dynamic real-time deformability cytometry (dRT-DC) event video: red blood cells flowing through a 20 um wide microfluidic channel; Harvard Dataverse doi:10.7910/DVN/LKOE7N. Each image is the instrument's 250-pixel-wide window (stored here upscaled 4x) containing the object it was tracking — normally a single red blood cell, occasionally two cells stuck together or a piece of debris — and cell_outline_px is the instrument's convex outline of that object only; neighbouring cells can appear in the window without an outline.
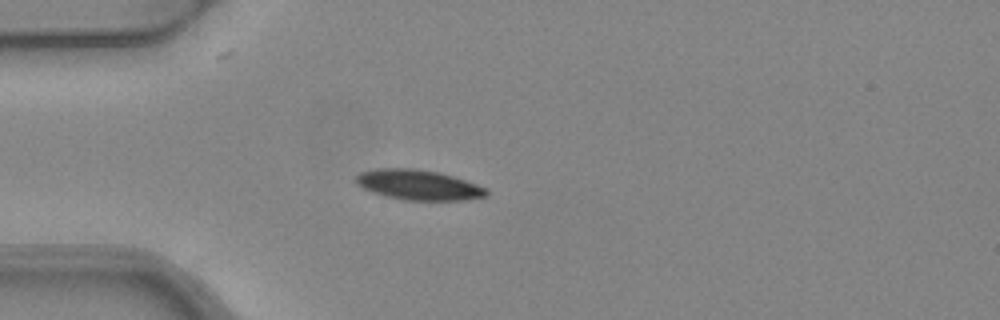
{"species": "common noctule bat (a hibernating species)", "species_latin": "Nyctalus noctula", "temperature_condition": "warm", "stored_images_in_passage": 4, "camera_frame_rate_fps": 3000, "um_per_image_px": 0.085, "animal": {"sex": "female", "body_mass_g": 24.6, "forearm_length_mm": 56.2}, "frame": {"image": 1, "passage_image": 4, "time_ms": 1.0, "image_size_px": [1000, 320], "cell_outline_px": [[488, 196], [464, 200], [404, 200], [384, 196], [372, 192], [356, 184], [356, 176], [360, 172], [376, 168], [412, 168], [436, 172], [452, 176], [488, 188]], "centroid_in_image_um": [35.56, 15.72], "position_along_channel_um": 49.4, "area_um2": 22.89}}